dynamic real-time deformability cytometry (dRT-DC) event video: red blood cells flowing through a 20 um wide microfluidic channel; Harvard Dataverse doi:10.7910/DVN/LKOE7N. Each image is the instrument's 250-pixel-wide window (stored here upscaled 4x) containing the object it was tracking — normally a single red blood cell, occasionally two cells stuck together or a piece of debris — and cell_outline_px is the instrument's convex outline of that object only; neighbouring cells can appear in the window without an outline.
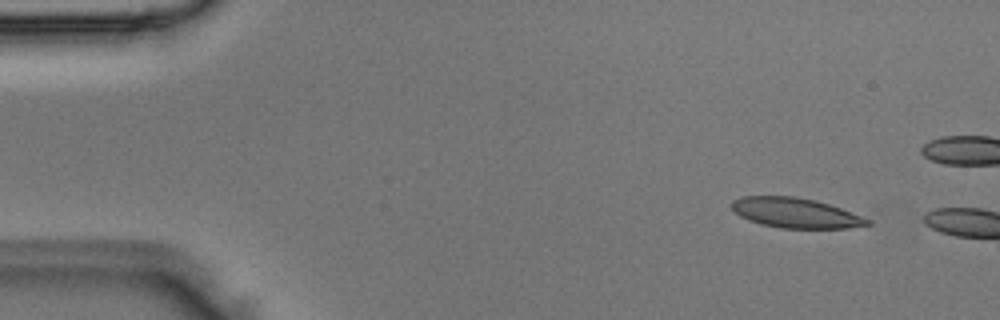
{"species": "Egyptian fruit bat (a non-hibernating species)", "species_latin": "Rousettus aegyptiacus", "temperature_condition": "room temperature", "stored_images_in_passage": 3, "camera_frame_rate_fps": 3000, "um_per_image_px": 0.085, "animal": {"sex": "male"}, "frame": {"image": 1, "passage_image": 2, "time_ms": 0.333, "image_size_px": [1000, 320], "cell_outline_px": [[872, 224], [848, 228], [780, 228], [760, 224], [748, 220], [740, 216], [732, 208], [732, 200], [740, 196], [796, 196], [816, 200], [840, 208], [872, 220]], "centroid_in_image_um": [67.61, 18.09], "position_along_channel_um": 17.4, "area_um2": 23.76}}